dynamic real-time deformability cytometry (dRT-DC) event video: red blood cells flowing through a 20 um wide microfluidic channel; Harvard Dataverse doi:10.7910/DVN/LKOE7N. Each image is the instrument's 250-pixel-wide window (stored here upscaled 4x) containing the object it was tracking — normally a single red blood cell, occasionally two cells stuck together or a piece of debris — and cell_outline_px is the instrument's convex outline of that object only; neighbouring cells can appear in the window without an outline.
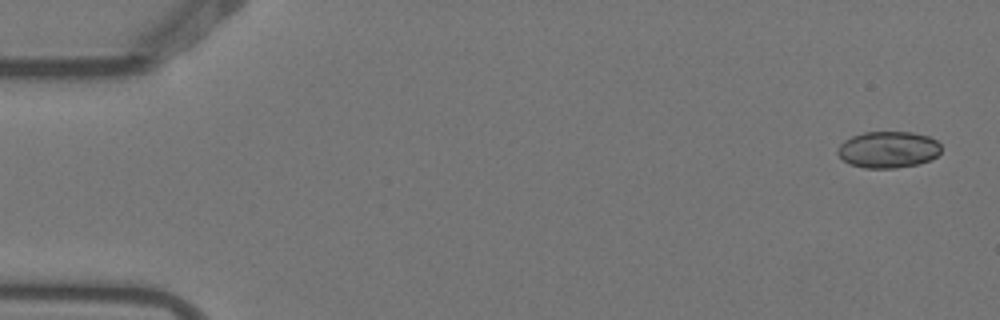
{"species": "Egyptian fruit bat (a non-hibernating species)", "species_latin": "Rousettus aegyptiacus", "temperature_condition": "warm", "stored_images_in_passage": 4, "camera_frame_rate_fps": 3000, "um_per_image_px": 0.085, "animal": {"sex": "female"}, "frame": {"image": 1, "passage_image": 1, "time_ms": 0.0, "image_size_px": [1000, 320], "cell_outline_px": [[940, 152], [936, 156], [920, 164], [896, 168], [864, 168], [848, 164], [836, 152], [836, 148], [844, 140], [852, 136], [864, 132], [912, 132], [928, 136], [936, 140], [940, 144]], "centroid_in_image_um": [75.47, 12.72], "position_along_channel_um": 9.5, "area_um2": 22.2}}
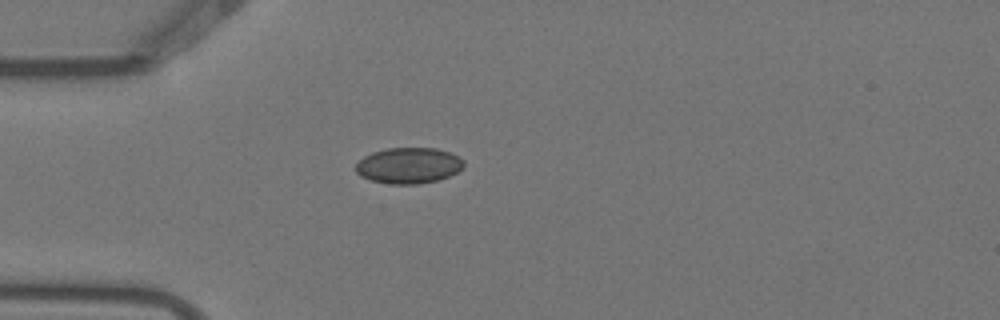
{"frame": {"image": 2, "passage_image": 4, "time_ms": 1.0, "image_size_px": [1000, 320], "cell_outline_px": [[464, 168], [440, 180], [416, 184], [388, 184], [372, 180], [360, 176], [356, 172], [356, 164], [364, 156], [372, 152], [388, 148], [436, 148], [452, 152], [460, 156], [464, 160]], "centroid_in_image_um": [34.77, 14.06], "position_along_channel_um": 50.2, "area_um2": 22.83}}